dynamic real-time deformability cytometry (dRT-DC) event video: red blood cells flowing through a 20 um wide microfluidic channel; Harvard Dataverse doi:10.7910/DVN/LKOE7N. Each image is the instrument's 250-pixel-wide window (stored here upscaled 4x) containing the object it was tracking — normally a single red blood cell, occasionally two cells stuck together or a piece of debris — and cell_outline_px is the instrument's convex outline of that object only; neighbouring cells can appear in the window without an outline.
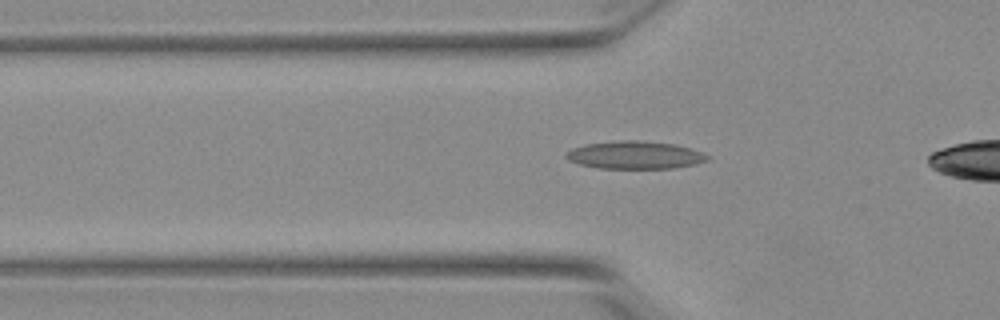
{"species": "Egyptian fruit bat (a non-hibernating species)", "species_latin": "Rousettus aegyptiacus", "temperature_condition": "warm", "stored_images_in_passage": 36, "camera_frame_rate_fps": 3000, "um_per_image_px": 0.085, "animal": {"sex": "female"}, "frame": {"image": 1, "passage_image": 8, "time_ms": 2.333, "image_size_px": [1000, 320], "cell_outline_px": [[708, 160], [696, 164], [672, 168], [600, 168], [580, 164], [568, 160], [564, 156], [564, 152], [572, 148], [584, 144], [616, 140], [640, 140], [672, 144], [688, 148], [700, 152], [708, 156]], "centroid_in_image_um": [53.89, 13.17], "position_along_channel_um": 71.9, "area_um2": 22.77}}
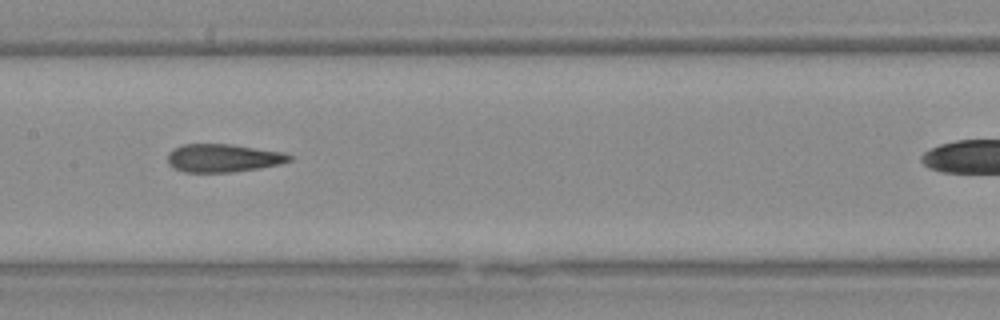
{"frame": {"image": 2, "passage_image": 17, "time_ms": 5.333, "image_size_px": [1000, 320], "cell_outline_px": [[292, 160], [280, 164], [260, 168], [232, 172], [184, 172], [168, 164], [168, 152], [184, 144], [232, 144], [284, 152], [292, 156]], "centroid_in_image_um": [19.0, 13.43], "position_along_channel_um": 188.4, "area_um2": 19.94}}
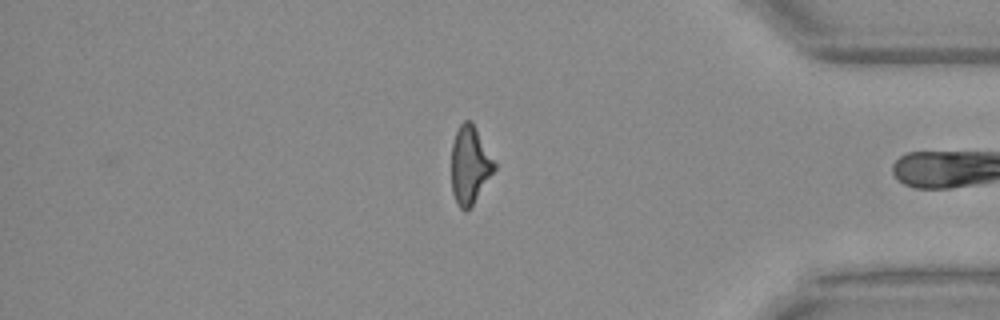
{"frame": {"image": 3, "passage_image": 35, "time_ms": 11.333, "image_size_px": [1000, 320], "cell_outline_px": [[496, 168], [472, 204], [464, 212], [460, 208], [452, 192], [452, 144], [456, 132], [460, 124], [464, 120], [472, 120], [496, 164]], "centroid_in_image_um": [39.93, 13.98], "position_along_channel_um": 395.3, "area_um2": 19.13}}